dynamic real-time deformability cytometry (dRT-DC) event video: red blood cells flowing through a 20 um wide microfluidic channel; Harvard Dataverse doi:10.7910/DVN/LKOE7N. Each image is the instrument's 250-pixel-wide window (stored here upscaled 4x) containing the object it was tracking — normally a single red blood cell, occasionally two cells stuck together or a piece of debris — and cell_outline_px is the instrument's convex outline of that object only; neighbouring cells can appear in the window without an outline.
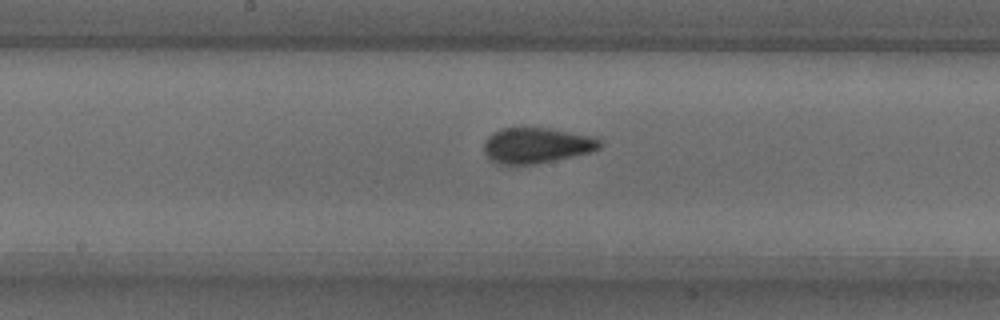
{"species": "common noctule bat (a hibernating species)", "species_latin": "Nyctalus noctula", "temperature_condition": "warm", "stored_images_in_passage": 46, "camera_frame_rate_fps": 3000, "um_per_image_px": 0.085, "animal": {"sex": "male", "body_mass_g": 18.8}, "frame": {"image": 1, "passage_image": 26, "time_ms": 8.333, "image_size_px": [1000, 320], "cell_outline_px": [[600, 148], [588, 152], [536, 164], [500, 164], [488, 160], [484, 152], [484, 144], [488, 136], [492, 132], [500, 128], [548, 128], [588, 136], [600, 140]], "centroid_in_image_um": [45.51, 12.36], "position_along_channel_um": 202.7, "area_um2": 23.64}}
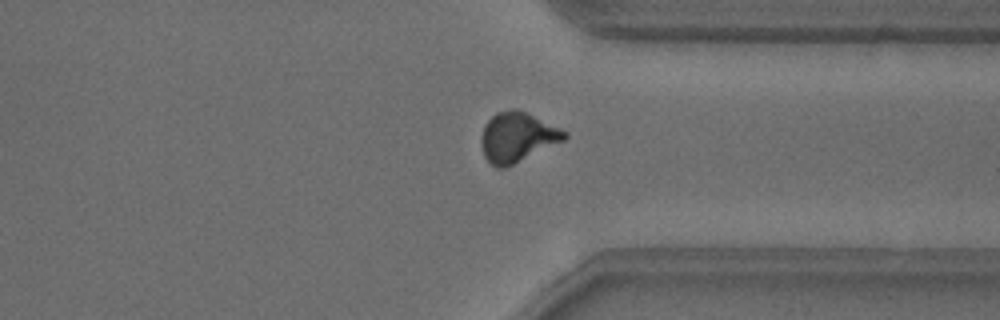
{"frame": {"image": 2, "passage_image": 39, "time_ms": 12.667, "image_size_px": [1000, 320], "cell_outline_px": [[568, 136], [564, 140], [504, 168], [496, 168], [484, 156], [480, 144], [480, 136], [484, 124], [496, 112], [512, 108], [524, 112], [568, 132]], "centroid_in_image_um": [43.92, 11.66], "position_along_channel_um": 367.5, "area_um2": 23.81}}
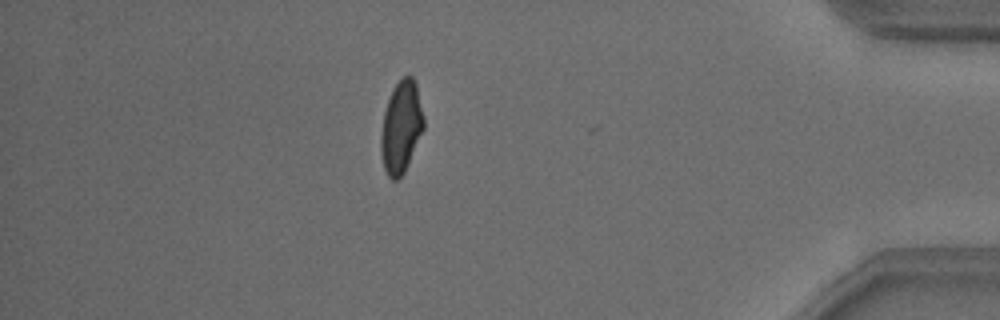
{"frame": {"image": 3, "passage_image": 45, "time_ms": 14.667, "image_size_px": [1000, 320], "cell_outline_px": [[424, 128], [408, 164], [404, 172], [396, 180], [392, 180], [388, 176], [384, 168], [380, 148], [380, 136], [384, 112], [392, 88], [404, 76], [412, 76], [416, 84], [424, 116]], "centroid_in_image_um": [34.09, 10.8], "position_along_channel_um": 401.1, "area_um2": 22.83}, "authors_computed_cell_mechanics": {"area_um2": 23.2356, "velocity_mm_per_s": 3.8432, "shape_relaxation_time_tau1_ms": 6.057, "shape_relaxation_time_tau2_ms": 1.0281, "deformation_change_tau1": 0.1502, "deformation_change_tau2": 0.075}}